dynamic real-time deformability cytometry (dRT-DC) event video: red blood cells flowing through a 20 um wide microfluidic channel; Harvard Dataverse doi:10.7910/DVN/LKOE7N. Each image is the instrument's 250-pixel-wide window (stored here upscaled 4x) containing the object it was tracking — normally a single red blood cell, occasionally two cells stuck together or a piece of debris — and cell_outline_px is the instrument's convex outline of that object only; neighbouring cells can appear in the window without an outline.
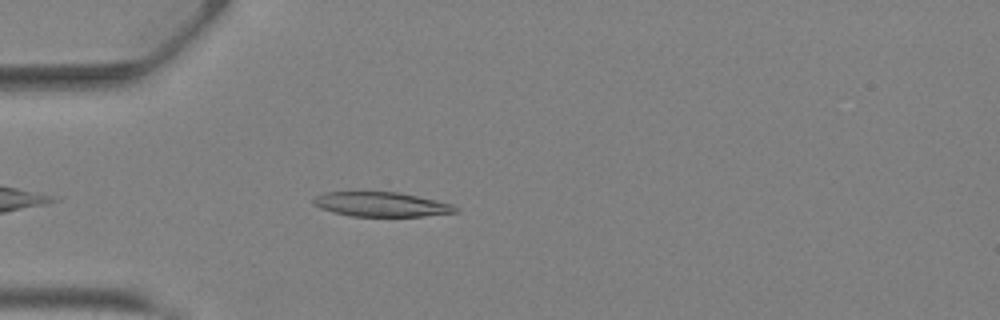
{"species": "Egyptian fruit bat (a non-hibernating species)", "species_latin": "Rousettus aegyptiacus", "temperature_condition": "warm", "stored_images_in_passage": 7, "camera_frame_rate_fps": 3000, "um_per_image_px": 0.085, "animal": {"sex": "female"}, "frame": {"image": 1, "passage_image": 4, "time_ms": 1.0, "image_size_px": [1000, 320], "cell_outline_px": [[460, 212], [420, 216], [352, 216], [320, 208], [312, 204], [312, 200], [316, 196], [324, 192], [396, 192], [436, 200], [452, 204], [460, 208]], "centroid_in_image_um": [32.43, 17.37], "position_along_channel_um": 52.6, "area_um2": 20.17}}